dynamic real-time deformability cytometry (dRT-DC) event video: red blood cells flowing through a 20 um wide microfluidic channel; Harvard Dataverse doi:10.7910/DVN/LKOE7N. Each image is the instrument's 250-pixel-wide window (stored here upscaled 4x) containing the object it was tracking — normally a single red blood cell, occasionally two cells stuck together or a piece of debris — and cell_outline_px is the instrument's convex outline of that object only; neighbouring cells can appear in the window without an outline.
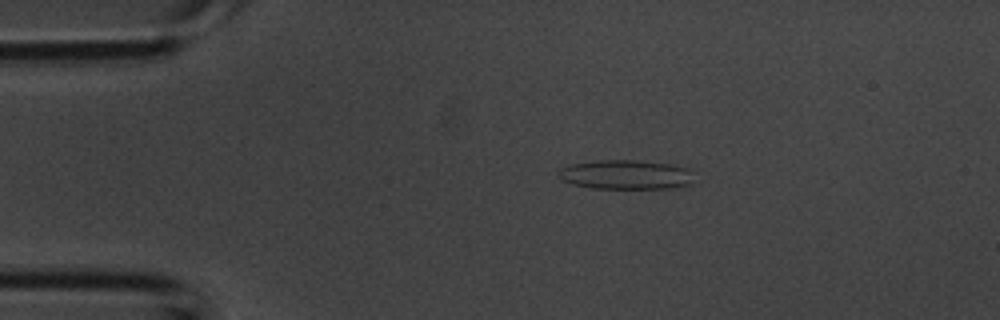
{"species": "common noctule bat (a hibernating species)", "species_latin": "Nyctalus noctula", "temperature_condition": "room temperature", "stored_images_in_passage": 3, "camera_frame_rate_fps": 3000, "um_per_image_px": 0.085, "animal": {"sex": "male", "body_mass_g": 20.1, "forearm_length_mm": 53.5}, "frame": {"image": 1, "passage_image": 2, "time_ms": 0.333, "image_size_px": [1000, 320], "cell_outline_px": [[692, 184], [672, 188], [592, 188], [572, 184], [560, 180], [556, 176], [556, 172], [560, 168], [568, 164], [596, 160], [636, 160], [668, 164], [692, 168]], "centroid_in_image_um": [53.14, 14.84], "position_along_channel_um": 31.9, "area_um2": 23.58}}